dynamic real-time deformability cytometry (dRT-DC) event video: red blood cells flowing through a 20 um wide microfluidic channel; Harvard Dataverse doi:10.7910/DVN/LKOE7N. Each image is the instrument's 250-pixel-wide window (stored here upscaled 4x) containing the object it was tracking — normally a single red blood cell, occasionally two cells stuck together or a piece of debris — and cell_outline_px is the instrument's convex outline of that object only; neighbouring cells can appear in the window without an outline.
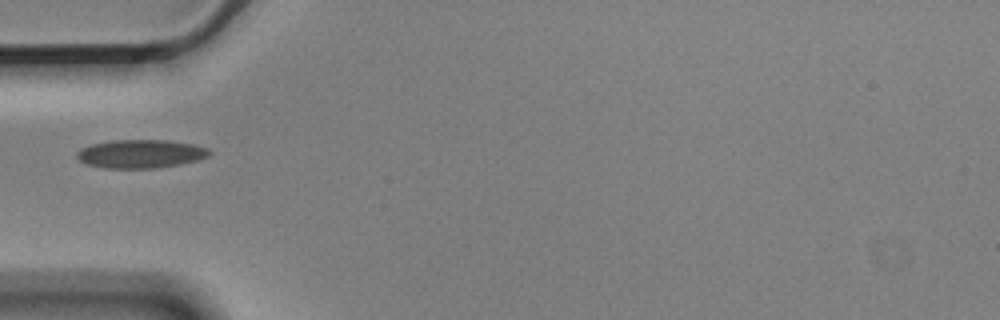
{"species": "Egyptian fruit bat (a non-hibernating species)", "species_latin": "Rousettus aegyptiacus", "temperature_condition": "cold", "stored_images_in_passage": 1, "camera_frame_rate_fps": 3000, "um_per_image_px": 0.085, "animal": {"sex": "male"}, "frame": {"image": 1, "passage_image": 1, "time_ms": 0.0, "image_size_px": [1000, 320], "cell_outline_px": [[212, 152], [208, 156], [196, 160], [180, 164], [156, 168], [104, 168], [88, 164], [80, 160], [76, 156], [76, 152], [80, 148], [92, 144], [112, 140], [168, 140], [196, 144], [208, 148]], "centroid_in_image_um": [11.97, 13.06], "position_along_channel_um": 73.0, "area_um2": 22.02}}